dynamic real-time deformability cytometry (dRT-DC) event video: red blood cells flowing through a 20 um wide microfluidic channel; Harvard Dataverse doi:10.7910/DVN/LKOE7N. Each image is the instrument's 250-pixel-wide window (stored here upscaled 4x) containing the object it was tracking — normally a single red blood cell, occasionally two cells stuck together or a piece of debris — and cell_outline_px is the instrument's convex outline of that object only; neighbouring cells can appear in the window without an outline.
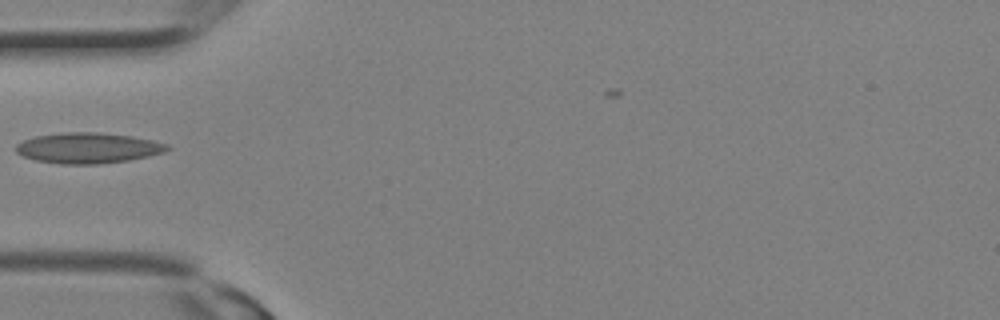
{"species": "Egyptian fruit bat (a non-hibernating species)", "species_latin": "Rousettus aegyptiacus", "temperature_condition": "room temperature", "stored_images_in_passage": 17, "camera_frame_rate_fps": 3000, "um_per_image_px": 0.085, "animal": {"sex": "female"}, "frame": {"image": 1, "passage_image": 1, "time_ms": 0.0, "image_size_px": [1000, 320], "cell_outline_px": [[172, 148], [164, 152], [148, 156], [128, 160], [96, 164], [60, 164], [36, 160], [24, 156], [16, 152], [16, 144], [24, 140], [36, 136], [64, 132], [96, 132], [132, 136], [152, 140], [168, 144]], "centroid_in_image_um": [7.5, 12.57], "position_along_channel_um": 77.5, "area_um2": 26.88}}
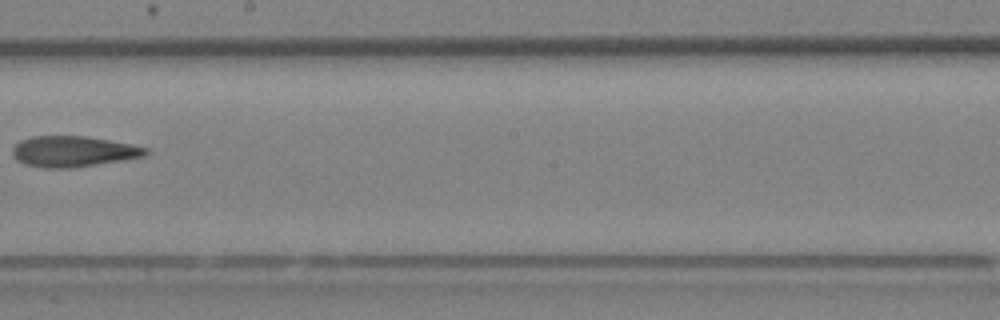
{"frame": {"image": 2, "passage_image": 8, "time_ms": 2.333, "image_size_px": [1000, 320], "cell_outline_px": [[152, 152], [144, 156], [72, 168], [44, 168], [24, 164], [16, 160], [12, 156], [12, 148], [20, 140], [32, 136], [84, 136], [132, 144], [148, 148]], "centroid_in_image_um": [6.2, 12.87], "position_along_channel_um": 242.0, "area_um2": 23.93}}
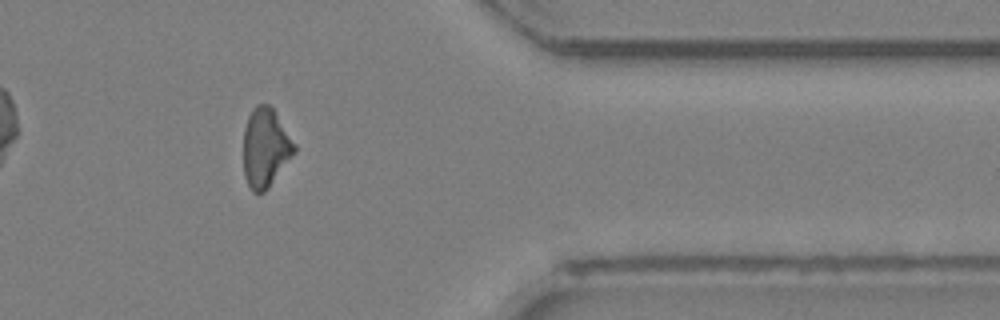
{"frame": {"image": 3, "passage_image": 15, "time_ms": 4.667, "image_size_px": [1000, 320], "cell_outline_px": [[296, 152], [268, 188], [264, 192], [252, 192], [244, 176], [244, 128], [248, 116], [252, 108], [256, 104], [268, 104], [272, 108], [296, 144]], "centroid_in_image_um": [22.56, 12.55], "position_along_channel_um": 388.8, "area_um2": 23.41}}